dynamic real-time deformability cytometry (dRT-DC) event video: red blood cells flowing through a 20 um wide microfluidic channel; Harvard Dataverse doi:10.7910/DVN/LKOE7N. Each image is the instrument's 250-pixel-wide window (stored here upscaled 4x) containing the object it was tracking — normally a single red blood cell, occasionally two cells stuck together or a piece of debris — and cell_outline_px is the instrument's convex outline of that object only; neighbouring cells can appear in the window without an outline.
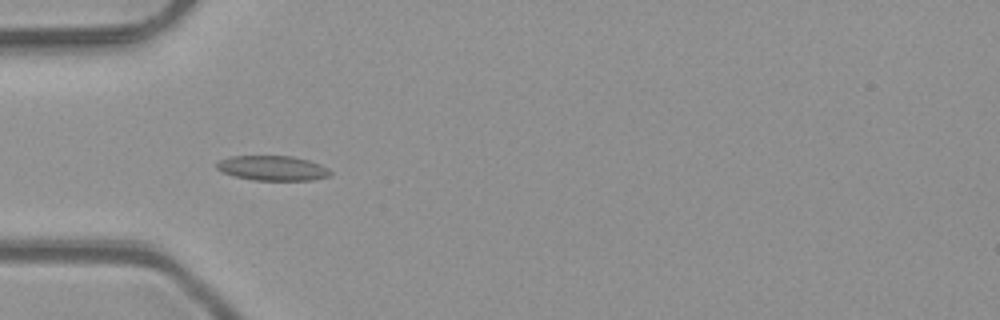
{"species": "common noctule bat (a hibernating species)", "species_latin": "Nyctalus noctula", "temperature_condition": "room temperature", "stored_images_in_passage": 50, "camera_frame_rate_fps": 3000, "um_per_image_px": 0.085, "animal": {"sex": "male", "body_mass_g": 23.1, "forearm_length_mm": 52.7}, "frame": {"image": 1, "passage_image": 16, "time_ms": 5.0, "image_size_px": [1000, 320], "cell_outline_px": [[332, 172], [328, 176], [312, 180], [252, 180], [236, 176], [224, 172], [216, 168], [216, 164], [220, 160], [232, 156], [292, 156], [308, 160], [320, 164], [328, 168]], "centroid_in_image_um": [23.19, 14.29], "position_along_channel_um": 61.8, "area_um2": 16.3}}
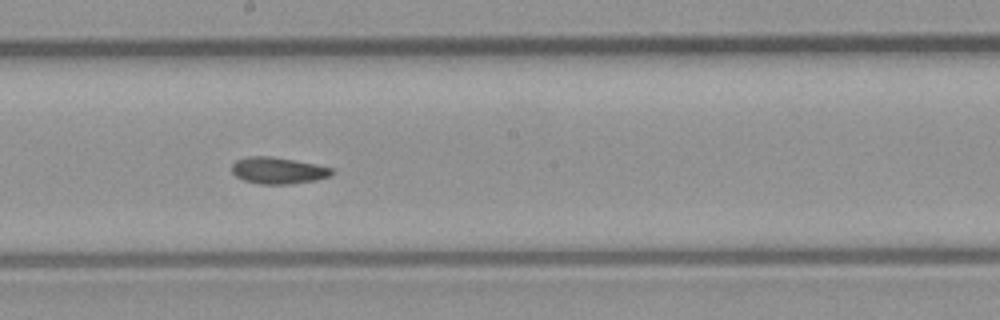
{"frame": {"image": 2, "passage_image": 28, "time_ms": 9.0, "image_size_px": [1000, 320], "cell_outline_px": [[332, 172], [328, 176], [316, 180], [292, 184], [260, 184], [244, 180], [236, 176], [232, 172], [232, 164], [236, 160], [248, 156], [272, 156], [316, 164], [332, 168]], "centroid_in_image_um": [23.61, 14.49], "position_along_channel_um": 224.6, "area_um2": 15.43}}
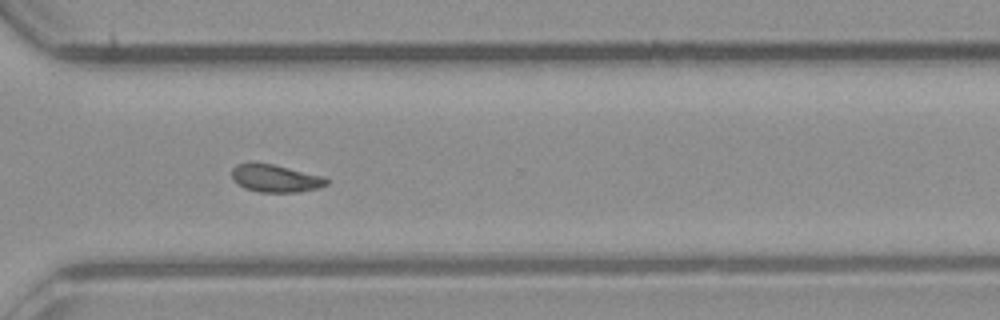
{"frame": {"image": 3, "passage_image": 37, "time_ms": 12.0, "image_size_px": [1000, 320], "cell_outline_px": [[328, 184], [316, 188], [300, 192], [260, 192], [244, 188], [232, 180], [232, 168], [236, 164], [272, 164], [324, 176], [328, 180]], "centroid_in_image_um": [23.41, 15.17], "position_along_channel_um": 347.2, "area_um2": 15.03}, "authors_computed_cell_mechanics": {"area_um2": 15.5771, "velocity_mm_per_s": 4.1035, "shape_relaxation_time_tau1_ms": 7.8077, "shape_relaxation_time_tau2_ms": 5.4413, "deformation_change_tau1": 0.1236, "deformation_change_tau2": 0.1022}}